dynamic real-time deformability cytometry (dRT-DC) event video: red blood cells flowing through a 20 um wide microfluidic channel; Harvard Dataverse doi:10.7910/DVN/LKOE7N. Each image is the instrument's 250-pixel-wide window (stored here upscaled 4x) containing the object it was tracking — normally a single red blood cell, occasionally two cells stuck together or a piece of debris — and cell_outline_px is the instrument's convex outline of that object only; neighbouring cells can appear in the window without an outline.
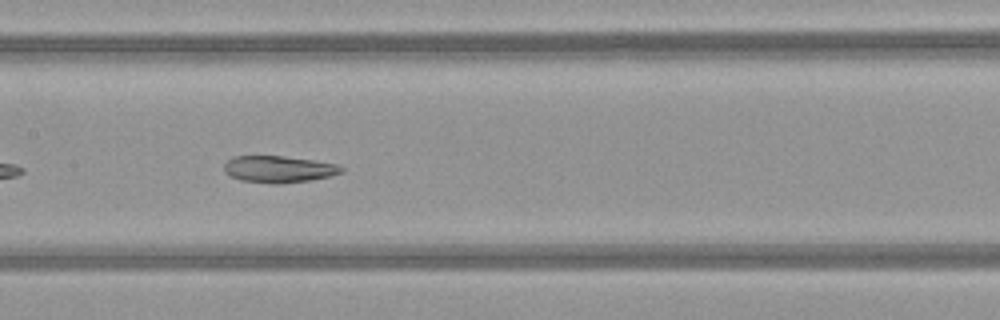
{"species": "common noctule bat (a hibernating species)", "species_latin": "Nyctalus noctula", "temperature_condition": "warm", "stored_images_in_passage": 36, "camera_frame_rate_fps": 3000, "um_per_image_px": 0.085, "animal": {"sex": "female", "body_mass_g": 21.9}, "frame": {"image": 1, "passage_image": 11, "time_ms": 3.333, "image_size_px": [1000, 320], "cell_outline_px": [[344, 172], [328, 176], [308, 180], [280, 184], [272, 184], [240, 180], [228, 176], [224, 172], [224, 164], [232, 156], [280, 156], [312, 160], [336, 164], [344, 168]], "centroid_in_image_um": [23.63, 14.38], "position_along_channel_um": 183.8, "area_um2": 18.26}, "authors_computed_cell_mechanics": {"area_um2": 19.8254, "velocity_mm_per_s": 4.0648, "shape_relaxation_time_tau1_ms": 10.7234, "shape_relaxation_time_tau2_ms": 3.6381, "deformation_change_tau1": 0.2306, "deformation_change_tau2": 0.0877}}